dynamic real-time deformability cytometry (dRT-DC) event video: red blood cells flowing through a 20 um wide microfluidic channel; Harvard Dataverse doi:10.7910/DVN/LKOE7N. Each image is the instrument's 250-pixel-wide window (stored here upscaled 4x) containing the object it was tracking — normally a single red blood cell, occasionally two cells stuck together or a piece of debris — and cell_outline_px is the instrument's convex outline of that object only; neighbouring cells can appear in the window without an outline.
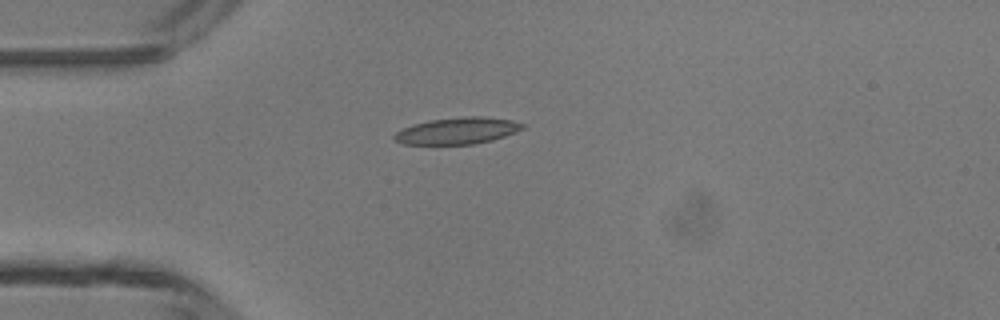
{"species": "common noctule bat (a hibernating species)", "species_latin": "Nyctalus noctula", "temperature_condition": "room temperature", "stored_images_in_passage": 3, "camera_frame_rate_fps": 3000, "um_per_image_px": 0.085, "animal": {"sex": "male", "body_mass_g": 13.3}, "frame": {"image": 1, "passage_image": 2, "time_ms": 2.0, "image_size_px": [1000, 320], "cell_outline_px": [[524, 128], [516, 132], [492, 140], [472, 144], [404, 144], [396, 140], [392, 136], [396, 132], [412, 124], [428, 120], [464, 116], [484, 116], [512, 120], [524, 124]], "centroid_in_image_um": [38.88, 11.1], "position_along_channel_um": 46.1, "area_um2": 19.88}}